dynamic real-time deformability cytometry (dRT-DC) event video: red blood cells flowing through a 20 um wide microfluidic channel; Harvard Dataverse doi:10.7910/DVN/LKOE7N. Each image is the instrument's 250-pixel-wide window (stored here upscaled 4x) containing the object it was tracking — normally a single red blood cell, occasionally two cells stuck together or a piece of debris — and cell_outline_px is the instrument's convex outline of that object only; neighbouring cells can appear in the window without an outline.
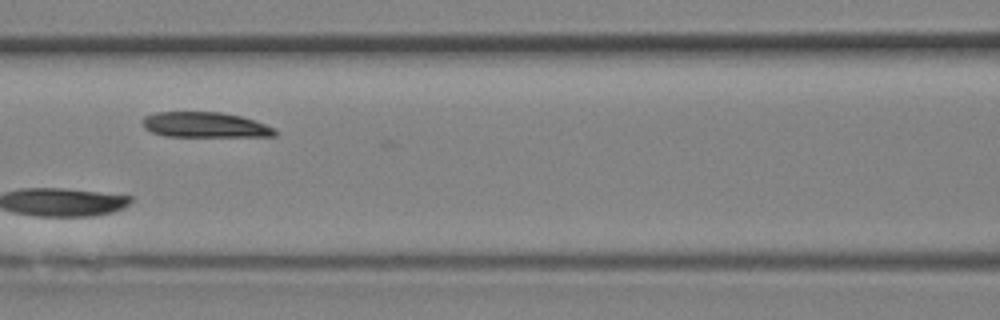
{"species": "Egyptian fruit bat (a non-hibernating species)", "species_latin": "Rousettus aegyptiacus", "temperature_condition": "room temperature", "stored_images_in_passage": 23, "camera_frame_rate_fps": 3000, "um_per_image_px": 0.085, "animal": {"sex": "female"}, "frame": {"image": 1, "passage_image": 9, "time_ms": 2.667, "image_size_px": [1000, 320], "cell_outline_px": [[276, 136], [164, 136], [152, 132], [144, 128], [140, 120], [144, 116], [152, 112], [224, 112], [256, 120], [276, 128]], "centroid_in_image_um": [17.4, 10.6], "position_along_channel_um": 149.2, "area_um2": 19.77}}